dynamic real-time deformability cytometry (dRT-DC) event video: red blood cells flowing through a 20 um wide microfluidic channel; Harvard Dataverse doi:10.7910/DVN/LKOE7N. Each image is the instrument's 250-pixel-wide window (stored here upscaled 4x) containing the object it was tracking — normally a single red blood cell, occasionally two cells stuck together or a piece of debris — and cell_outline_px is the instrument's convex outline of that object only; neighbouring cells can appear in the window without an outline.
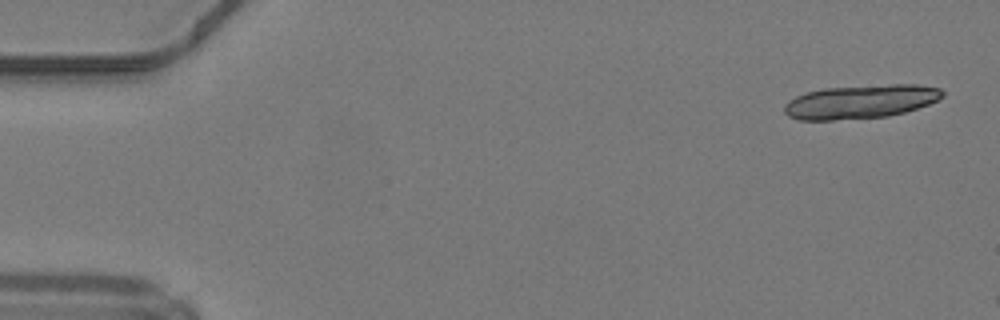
{"species": "common noctule bat (a hibernating species)", "species_latin": "Nyctalus noctula", "temperature_condition": "warm", "stored_images_in_passage": 6, "camera_frame_rate_fps": 3000, "um_per_image_px": 0.085, "animal": {"sex": "male", "body_mass_g": 19.2, "forearm_length_mm": 51.8}, "frame": {"image": 1, "passage_image": 1, "time_ms": 0.0, "image_size_px": [1000, 320], "cell_outline_px": [[944, 96], [928, 104], [904, 112], [888, 116], [832, 120], [800, 120], [788, 116], [784, 112], [784, 104], [788, 100], [796, 96], [808, 92], [824, 88], [892, 84], [916, 84], [940, 88], [944, 92]], "centroid_in_image_um": [73.13, 8.64], "position_along_channel_um": 11.9, "area_um2": 30.98}}